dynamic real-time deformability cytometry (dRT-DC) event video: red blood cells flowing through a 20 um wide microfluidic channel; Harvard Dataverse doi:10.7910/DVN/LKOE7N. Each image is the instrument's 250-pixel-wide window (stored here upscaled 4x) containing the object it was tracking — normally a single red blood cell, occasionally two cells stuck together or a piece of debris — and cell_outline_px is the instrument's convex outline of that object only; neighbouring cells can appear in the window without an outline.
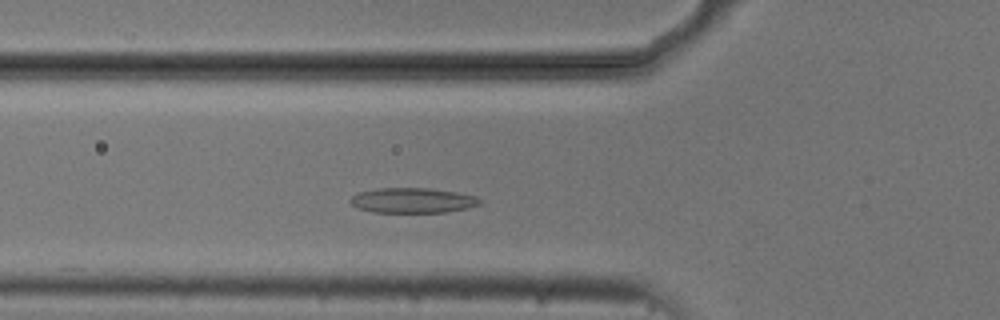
{"species": "common noctule bat (a hibernating species)", "species_latin": "Nyctalus noctula", "temperature_condition": "cold", "stored_images_in_passage": 41, "camera_frame_rate_fps": 3000, "um_per_image_px": 0.085, "animal": {"sex": "male", "body_mass_g": 20.5, "forearm_length_mm": 52.5}, "frame": {"image": 1, "passage_image": 6, "time_ms": 1.667, "image_size_px": [1000, 320], "cell_outline_px": [[484, 200], [480, 204], [468, 208], [444, 212], [372, 212], [360, 208], [352, 204], [348, 200], [356, 192], [376, 188], [428, 188], [456, 192], [476, 196]], "centroid_in_image_um": [35.07, 17.02], "position_along_channel_um": 90.7, "area_um2": 19.02}}
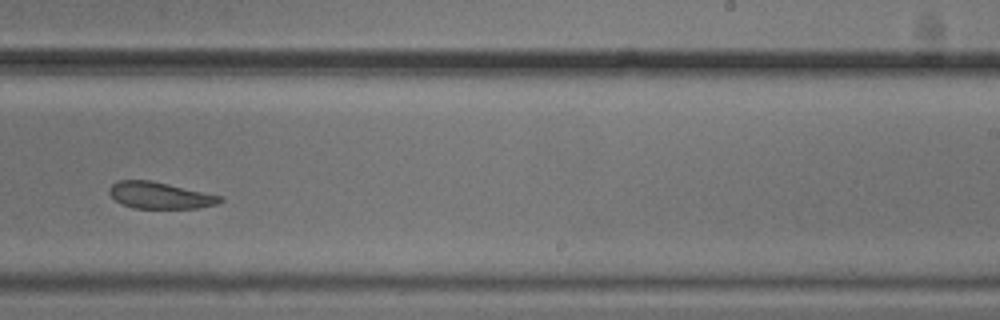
{"frame": {"image": 2, "passage_image": 21, "time_ms": 6.667, "image_size_px": [1000, 320], "cell_outline_px": [[224, 200], [220, 204], [196, 208], [136, 208], [120, 204], [108, 192], [108, 188], [116, 180], [152, 180], [220, 196]], "centroid_in_image_um": [13.57, 16.6], "position_along_channel_um": 275.4, "area_um2": 17.17}}
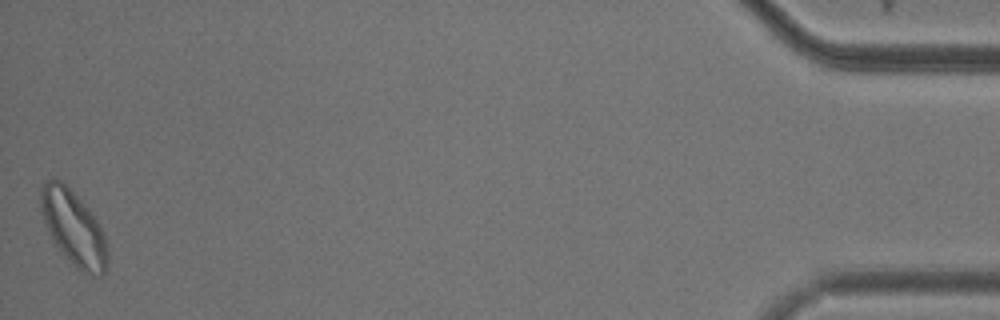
{"frame": {"image": 3, "passage_image": 41, "time_ms": 13.333, "image_size_px": [1000, 320], "cell_outline_px": [[108, 264], [104, 276], [100, 276], [84, 272], [76, 268], [56, 244], [44, 220], [40, 208], [40, 188], [52, 176], [60, 180], [88, 208], [100, 224], [104, 236], [108, 252]], "centroid_in_image_um": [6.28, 19.38], "position_along_channel_um": 428.9, "area_um2": 28.61}, "authors_computed_cell_mechanics": {"area_um2": 18.785, "velocity_mm_per_s": 3.6973, "shape_relaxation_time_tau1_ms": 4.5302, "shape_relaxation_time_tau2_ms": null, "deformation_change_tau1": 0.1085, "deformation_change_tau2": null}}